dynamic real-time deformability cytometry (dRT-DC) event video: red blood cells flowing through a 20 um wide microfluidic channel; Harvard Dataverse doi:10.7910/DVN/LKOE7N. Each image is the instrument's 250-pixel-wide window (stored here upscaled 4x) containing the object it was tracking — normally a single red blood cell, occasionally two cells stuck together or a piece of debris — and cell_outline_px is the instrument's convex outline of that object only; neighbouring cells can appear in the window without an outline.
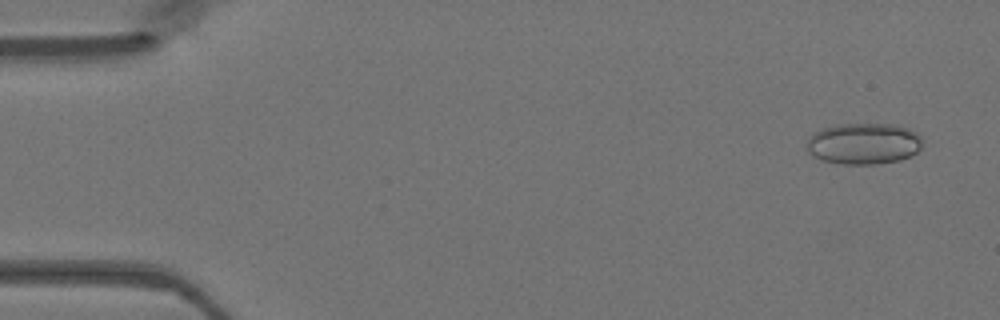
{"species": "Egyptian fruit bat (a non-hibernating species)", "species_latin": "Rousettus aegyptiacus", "temperature_condition": "warm", "stored_images_in_passage": 48, "camera_frame_rate_fps": 3000, "um_per_image_px": 0.085, "animal": {"sex": "female"}, "frame": {"image": 1, "passage_image": 3, "time_ms": 0.667, "image_size_px": [1000, 320], "cell_outline_px": [[924, 140], [920, 148], [912, 156], [900, 160], [876, 164], [844, 164], [820, 160], [808, 152], [808, 140], [812, 132], [836, 124], [892, 124], [908, 128], [916, 132]], "centroid_in_image_um": [73.43, 12.21], "position_along_channel_um": 11.6, "area_um2": 28.03}}
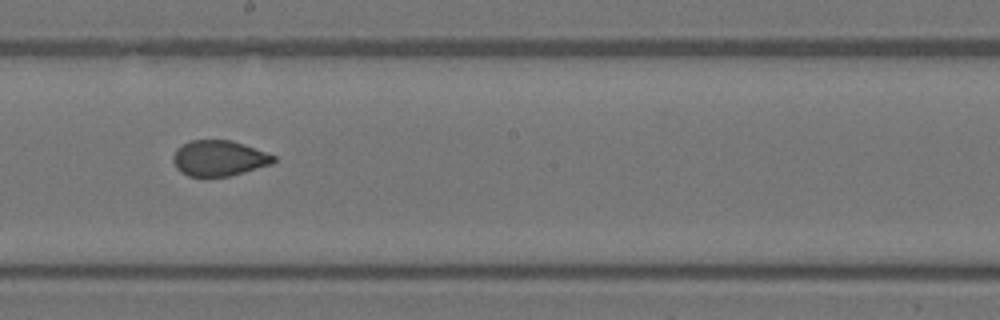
{"frame": {"image": 2, "passage_image": 27, "time_ms": 8.667, "image_size_px": [1000, 320], "cell_outline_px": [[276, 160], [272, 164], [244, 172], [228, 176], [188, 176], [180, 172], [176, 168], [172, 160], [172, 156], [176, 148], [192, 140], [232, 140], [276, 156]], "centroid_in_image_um": [18.59, 13.45], "position_along_channel_um": 229.6, "area_um2": 20.81}}
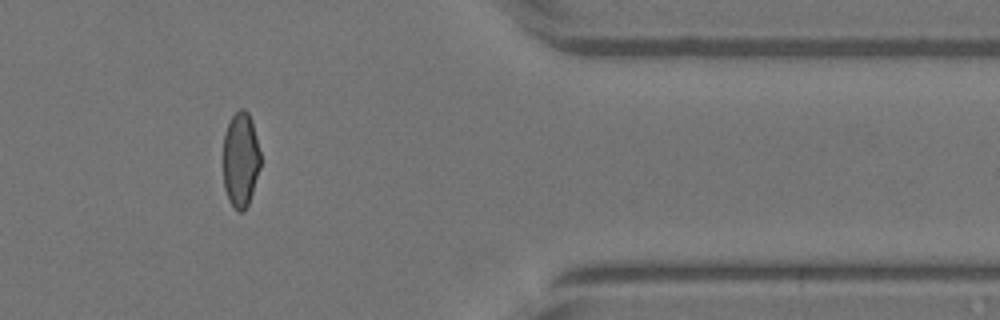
{"frame": {"image": 3, "passage_image": 40, "time_ms": 13.0, "image_size_px": [1000, 320], "cell_outline_px": [[260, 168], [248, 204], [244, 212], [240, 212], [228, 200], [224, 188], [224, 132], [232, 116], [240, 108], [244, 108], [248, 112], [252, 120], [260, 152]], "centroid_in_image_um": [20.45, 13.55], "position_along_channel_um": 390.9, "area_um2": 20.58}}